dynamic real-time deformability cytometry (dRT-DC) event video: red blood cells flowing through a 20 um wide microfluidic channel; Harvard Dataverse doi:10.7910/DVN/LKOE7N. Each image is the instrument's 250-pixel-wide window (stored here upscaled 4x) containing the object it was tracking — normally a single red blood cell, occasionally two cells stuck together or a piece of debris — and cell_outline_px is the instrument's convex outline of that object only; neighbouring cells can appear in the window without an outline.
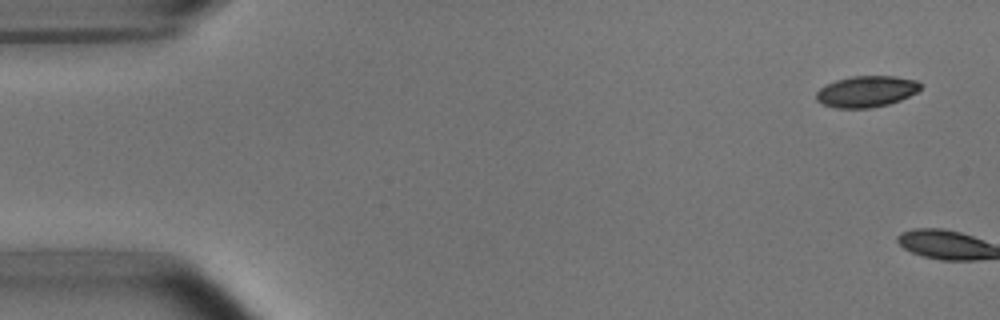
{"species": "common noctule bat (a hibernating species)", "species_latin": "Nyctalus noctula", "temperature_condition": "room temperature", "stored_images_in_passage": 4, "camera_frame_rate_fps": 3000, "um_per_image_px": 0.085, "animal": {"sex": "male", "body_mass_g": 15.6}, "frame": {"image": 1, "passage_image": 1, "time_ms": 0.0, "image_size_px": [1000, 320], "cell_outline_px": [[920, 88], [916, 92], [900, 100], [888, 104], [872, 108], [836, 108], [824, 104], [816, 100], [816, 92], [820, 88], [836, 80], [852, 76], [896, 76], [916, 80], [920, 84]], "centroid_in_image_um": [73.63, 7.77], "position_along_channel_um": 11.4, "area_um2": 18.84}}